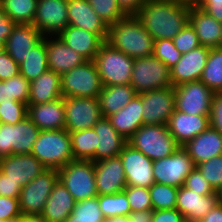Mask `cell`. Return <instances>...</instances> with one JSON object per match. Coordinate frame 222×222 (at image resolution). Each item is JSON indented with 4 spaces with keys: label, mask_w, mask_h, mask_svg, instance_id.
<instances>
[{
    "label": "cell",
    "mask_w": 222,
    "mask_h": 222,
    "mask_svg": "<svg viewBox=\"0 0 222 222\" xmlns=\"http://www.w3.org/2000/svg\"><path fill=\"white\" fill-rule=\"evenodd\" d=\"M136 17L154 40L173 39L189 22V7L169 0H147Z\"/></svg>",
    "instance_id": "1"
},
{
    "label": "cell",
    "mask_w": 222,
    "mask_h": 222,
    "mask_svg": "<svg viewBox=\"0 0 222 222\" xmlns=\"http://www.w3.org/2000/svg\"><path fill=\"white\" fill-rule=\"evenodd\" d=\"M107 43L132 59L153 54L154 39L136 15H128L109 25Z\"/></svg>",
    "instance_id": "2"
},
{
    "label": "cell",
    "mask_w": 222,
    "mask_h": 222,
    "mask_svg": "<svg viewBox=\"0 0 222 222\" xmlns=\"http://www.w3.org/2000/svg\"><path fill=\"white\" fill-rule=\"evenodd\" d=\"M31 154L47 169L59 170L74 160L70 133L66 129L40 131Z\"/></svg>",
    "instance_id": "3"
},
{
    "label": "cell",
    "mask_w": 222,
    "mask_h": 222,
    "mask_svg": "<svg viewBox=\"0 0 222 222\" xmlns=\"http://www.w3.org/2000/svg\"><path fill=\"white\" fill-rule=\"evenodd\" d=\"M127 141L153 161L171 156L179 147L165 124L142 125Z\"/></svg>",
    "instance_id": "4"
},
{
    "label": "cell",
    "mask_w": 222,
    "mask_h": 222,
    "mask_svg": "<svg viewBox=\"0 0 222 222\" xmlns=\"http://www.w3.org/2000/svg\"><path fill=\"white\" fill-rule=\"evenodd\" d=\"M103 86L130 84L134 59L106 41L94 58Z\"/></svg>",
    "instance_id": "5"
},
{
    "label": "cell",
    "mask_w": 222,
    "mask_h": 222,
    "mask_svg": "<svg viewBox=\"0 0 222 222\" xmlns=\"http://www.w3.org/2000/svg\"><path fill=\"white\" fill-rule=\"evenodd\" d=\"M59 180L75 202L97 197L94 162L73 160L58 170Z\"/></svg>",
    "instance_id": "6"
},
{
    "label": "cell",
    "mask_w": 222,
    "mask_h": 222,
    "mask_svg": "<svg viewBox=\"0 0 222 222\" xmlns=\"http://www.w3.org/2000/svg\"><path fill=\"white\" fill-rule=\"evenodd\" d=\"M103 89L94 61H85L61 75L63 97H98Z\"/></svg>",
    "instance_id": "7"
},
{
    "label": "cell",
    "mask_w": 222,
    "mask_h": 222,
    "mask_svg": "<svg viewBox=\"0 0 222 222\" xmlns=\"http://www.w3.org/2000/svg\"><path fill=\"white\" fill-rule=\"evenodd\" d=\"M130 84L137 94L173 86L170 69L153 54L134 59Z\"/></svg>",
    "instance_id": "8"
},
{
    "label": "cell",
    "mask_w": 222,
    "mask_h": 222,
    "mask_svg": "<svg viewBox=\"0 0 222 222\" xmlns=\"http://www.w3.org/2000/svg\"><path fill=\"white\" fill-rule=\"evenodd\" d=\"M39 132L28 116L14 125L0 123V159L12 154H30Z\"/></svg>",
    "instance_id": "9"
},
{
    "label": "cell",
    "mask_w": 222,
    "mask_h": 222,
    "mask_svg": "<svg viewBox=\"0 0 222 222\" xmlns=\"http://www.w3.org/2000/svg\"><path fill=\"white\" fill-rule=\"evenodd\" d=\"M63 100L65 129L69 133L93 128L103 117L98 97H63Z\"/></svg>",
    "instance_id": "10"
},
{
    "label": "cell",
    "mask_w": 222,
    "mask_h": 222,
    "mask_svg": "<svg viewBox=\"0 0 222 222\" xmlns=\"http://www.w3.org/2000/svg\"><path fill=\"white\" fill-rule=\"evenodd\" d=\"M195 167L188 152L179 146L171 156L153 161V175L156 183L180 188Z\"/></svg>",
    "instance_id": "11"
},
{
    "label": "cell",
    "mask_w": 222,
    "mask_h": 222,
    "mask_svg": "<svg viewBox=\"0 0 222 222\" xmlns=\"http://www.w3.org/2000/svg\"><path fill=\"white\" fill-rule=\"evenodd\" d=\"M59 180L58 170L47 169L26 184L19 196V207L24 214H41L47 199Z\"/></svg>",
    "instance_id": "12"
},
{
    "label": "cell",
    "mask_w": 222,
    "mask_h": 222,
    "mask_svg": "<svg viewBox=\"0 0 222 222\" xmlns=\"http://www.w3.org/2000/svg\"><path fill=\"white\" fill-rule=\"evenodd\" d=\"M175 110L191 115H210L214 92L199 81L174 87Z\"/></svg>",
    "instance_id": "13"
},
{
    "label": "cell",
    "mask_w": 222,
    "mask_h": 222,
    "mask_svg": "<svg viewBox=\"0 0 222 222\" xmlns=\"http://www.w3.org/2000/svg\"><path fill=\"white\" fill-rule=\"evenodd\" d=\"M142 101L143 125H167L175 110L174 87L150 90L139 94Z\"/></svg>",
    "instance_id": "14"
},
{
    "label": "cell",
    "mask_w": 222,
    "mask_h": 222,
    "mask_svg": "<svg viewBox=\"0 0 222 222\" xmlns=\"http://www.w3.org/2000/svg\"><path fill=\"white\" fill-rule=\"evenodd\" d=\"M126 175L127 186L150 188L154 183L153 160L128 143L119 154Z\"/></svg>",
    "instance_id": "15"
},
{
    "label": "cell",
    "mask_w": 222,
    "mask_h": 222,
    "mask_svg": "<svg viewBox=\"0 0 222 222\" xmlns=\"http://www.w3.org/2000/svg\"><path fill=\"white\" fill-rule=\"evenodd\" d=\"M33 25L44 37L58 36L68 26L67 0H38Z\"/></svg>",
    "instance_id": "16"
},
{
    "label": "cell",
    "mask_w": 222,
    "mask_h": 222,
    "mask_svg": "<svg viewBox=\"0 0 222 222\" xmlns=\"http://www.w3.org/2000/svg\"><path fill=\"white\" fill-rule=\"evenodd\" d=\"M45 170L47 168L31 153L12 154L0 159V171L7 179L19 183L22 187Z\"/></svg>",
    "instance_id": "17"
},
{
    "label": "cell",
    "mask_w": 222,
    "mask_h": 222,
    "mask_svg": "<svg viewBox=\"0 0 222 222\" xmlns=\"http://www.w3.org/2000/svg\"><path fill=\"white\" fill-rule=\"evenodd\" d=\"M94 169L98 195L115 194L126 188V175L119 156L94 162Z\"/></svg>",
    "instance_id": "18"
},
{
    "label": "cell",
    "mask_w": 222,
    "mask_h": 222,
    "mask_svg": "<svg viewBox=\"0 0 222 222\" xmlns=\"http://www.w3.org/2000/svg\"><path fill=\"white\" fill-rule=\"evenodd\" d=\"M209 52V47L200 45L194 50L182 54L180 60L170 68V78L173 87L187 82L199 81Z\"/></svg>",
    "instance_id": "19"
},
{
    "label": "cell",
    "mask_w": 222,
    "mask_h": 222,
    "mask_svg": "<svg viewBox=\"0 0 222 222\" xmlns=\"http://www.w3.org/2000/svg\"><path fill=\"white\" fill-rule=\"evenodd\" d=\"M68 25L97 34L107 41L109 26L93 10L88 0H67Z\"/></svg>",
    "instance_id": "20"
},
{
    "label": "cell",
    "mask_w": 222,
    "mask_h": 222,
    "mask_svg": "<svg viewBox=\"0 0 222 222\" xmlns=\"http://www.w3.org/2000/svg\"><path fill=\"white\" fill-rule=\"evenodd\" d=\"M219 203L217 192L199 195L191 189L181 186L177 193L176 209L185 217L186 222H199Z\"/></svg>",
    "instance_id": "21"
},
{
    "label": "cell",
    "mask_w": 222,
    "mask_h": 222,
    "mask_svg": "<svg viewBox=\"0 0 222 222\" xmlns=\"http://www.w3.org/2000/svg\"><path fill=\"white\" fill-rule=\"evenodd\" d=\"M210 126V115H191L174 110L167 123L179 146L185 145Z\"/></svg>",
    "instance_id": "22"
},
{
    "label": "cell",
    "mask_w": 222,
    "mask_h": 222,
    "mask_svg": "<svg viewBox=\"0 0 222 222\" xmlns=\"http://www.w3.org/2000/svg\"><path fill=\"white\" fill-rule=\"evenodd\" d=\"M44 36L33 24H16L5 42V51L20 65Z\"/></svg>",
    "instance_id": "23"
},
{
    "label": "cell",
    "mask_w": 222,
    "mask_h": 222,
    "mask_svg": "<svg viewBox=\"0 0 222 222\" xmlns=\"http://www.w3.org/2000/svg\"><path fill=\"white\" fill-rule=\"evenodd\" d=\"M27 116L40 131L65 129L63 97L43 104H28Z\"/></svg>",
    "instance_id": "24"
},
{
    "label": "cell",
    "mask_w": 222,
    "mask_h": 222,
    "mask_svg": "<svg viewBox=\"0 0 222 222\" xmlns=\"http://www.w3.org/2000/svg\"><path fill=\"white\" fill-rule=\"evenodd\" d=\"M196 165L222 155V134L209 126L182 146Z\"/></svg>",
    "instance_id": "25"
},
{
    "label": "cell",
    "mask_w": 222,
    "mask_h": 222,
    "mask_svg": "<svg viewBox=\"0 0 222 222\" xmlns=\"http://www.w3.org/2000/svg\"><path fill=\"white\" fill-rule=\"evenodd\" d=\"M46 51L49 69L60 75L86 61L58 36H46Z\"/></svg>",
    "instance_id": "26"
},
{
    "label": "cell",
    "mask_w": 222,
    "mask_h": 222,
    "mask_svg": "<svg viewBox=\"0 0 222 222\" xmlns=\"http://www.w3.org/2000/svg\"><path fill=\"white\" fill-rule=\"evenodd\" d=\"M93 128L97 133L98 144L95 150V162L118 157L128 141L115 130L110 120L102 117Z\"/></svg>",
    "instance_id": "27"
},
{
    "label": "cell",
    "mask_w": 222,
    "mask_h": 222,
    "mask_svg": "<svg viewBox=\"0 0 222 222\" xmlns=\"http://www.w3.org/2000/svg\"><path fill=\"white\" fill-rule=\"evenodd\" d=\"M58 37L86 61H93L104 43L97 34L70 25Z\"/></svg>",
    "instance_id": "28"
},
{
    "label": "cell",
    "mask_w": 222,
    "mask_h": 222,
    "mask_svg": "<svg viewBox=\"0 0 222 222\" xmlns=\"http://www.w3.org/2000/svg\"><path fill=\"white\" fill-rule=\"evenodd\" d=\"M189 23L194 28L202 46L219 47L222 36V23L203 9L189 7Z\"/></svg>",
    "instance_id": "29"
},
{
    "label": "cell",
    "mask_w": 222,
    "mask_h": 222,
    "mask_svg": "<svg viewBox=\"0 0 222 222\" xmlns=\"http://www.w3.org/2000/svg\"><path fill=\"white\" fill-rule=\"evenodd\" d=\"M142 101L137 94L124 108L108 116L115 130L128 140L142 125Z\"/></svg>",
    "instance_id": "30"
},
{
    "label": "cell",
    "mask_w": 222,
    "mask_h": 222,
    "mask_svg": "<svg viewBox=\"0 0 222 222\" xmlns=\"http://www.w3.org/2000/svg\"><path fill=\"white\" fill-rule=\"evenodd\" d=\"M75 200L60 180L54 185L41 215L47 222H64L74 209Z\"/></svg>",
    "instance_id": "31"
},
{
    "label": "cell",
    "mask_w": 222,
    "mask_h": 222,
    "mask_svg": "<svg viewBox=\"0 0 222 222\" xmlns=\"http://www.w3.org/2000/svg\"><path fill=\"white\" fill-rule=\"evenodd\" d=\"M63 97L61 75L48 69L38 78L30 81L28 104H43Z\"/></svg>",
    "instance_id": "32"
},
{
    "label": "cell",
    "mask_w": 222,
    "mask_h": 222,
    "mask_svg": "<svg viewBox=\"0 0 222 222\" xmlns=\"http://www.w3.org/2000/svg\"><path fill=\"white\" fill-rule=\"evenodd\" d=\"M137 92L131 84L103 86L98 98L103 117H108L124 108Z\"/></svg>",
    "instance_id": "33"
},
{
    "label": "cell",
    "mask_w": 222,
    "mask_h": 222,
    "mask_svg": "<svg viewBox=\"0 0 222 222\" xmlns=\"http://www.w3.org/2000/svg\"><path fill=\"white\" fill-rule=\"evenodd\" d=\"M49 69L46 51V36L31 50L19 65L20 74L28 81H33Z\"/></svg>",
    "instance_id": "34"
},
{
    "label": "cell",
    "mask_w": 222,
    "mask_h": 222,
    "mask_svg": "<svg viewBox=\"0 0 222 222\" xmlns=\"http://www.w3.org/2000/svg\"><path fill=\"white\" fill-rule=\"evenodd\" d=\"M74 160H91L95 162L97 133L94 128L70 132Z\"/></svg>",
    "instance_id": "35"
},
{
    "label": "cell",
    "mask_w": 222,
    "mask_h": 222,
    "mask_svg": "<svg viewBox=\"0 0 222 222\" xmlns=\"http://www.w3.org/2000/svg\"><path fill=\"white\" fill-rule=\"evenodd\" d=\"M38 0H0V9L16 24H33Z\"/></svg>",
    "instance_id": "36"
},
{
    "label": "cell",
    "mask_w": 222,
    "mask_h": 222,
    "mask_svg": "<svg viewBox=\"0 0 222 222\" xmlns=\"http://www.w3.org/2000/svg\"><path fill=\"white\" fill-rule=\"evenodd\" d=\"M200 81L214 93H222V48H210Z\"/></svg>",
    "instance_id": "37"
},
{
    "label": "cell",
    "mask_w": 222,
    "mask_h": 222,
    "mask_svg": "<svg viewBox=\"0 0 222 222\" xmlns=\"http://www.w3.org/2000/svg\"><path fill=\"white\" fill-rule=\"evenodd\" d=\"M98 198L93 197L75 202L74 209L64 222H105Z\"/></svg>",
    "instance_id": "38"
},
{
    "label": "cell",
    "mask_w": 222,
    "mask_h": 222,
    "mask_svg": "<svg viewBox=\"0 0 222 222\" xmlns=\"http://www.w3.org/2000/svg\"><path fill=\"white\" fill-rule=\"evenodd\" d=\"M97 198L105 219L116 216H129L131 213L129 201L123 191L115 194L98 195Z\"/></svg>",
    "instance_id": "39"
},
{
    "label": "cell",
    "mask_w": 222,
    "mask_h": 222,
    "mask_svg": "<svg viewBox=\"0 0 222 222\" xmlns=\"http://www.w3.org/2000/svg\"><path fill=\"white\" fill-rule=\"evenodd\" d=\"M178 190L177 187L155 182L149 188L153 210L175 209Z\"/></svg>",
    "instance_id": "40"
},
{
    "label": "cell",
    "mask_w": 222,
    "mask_h": 222,
    "mask_svg": "<svg viewBox=\"0 0 222 222\" xmlns=\"http://www.w3.org/2000/svg\"><path fill=\"white\" fill-rule=\"evenodd\" d=\"M93 10L109 26L127 16L119 7L117 0H88Z\"/></svg>",
    "instance_id": "41"
},
{
    "label": "cell",
    "mask_w": 222,
    "mask_h": 222,
    "mask_svg": "<svg viewBox=\"0 0 222 222\" xmlns=\"http://www.w3.org/2000/svg\"><path fill=\"white\" fill-rule=\"evenodd\" d=\"M153 55L169 69L182 57V53L175 47L173 39L154 40Z\"/></svg>",
    "instance_id": "42"
},
{
    "label": "cell",
    "mask_w": 222,
    "mask_h": 222,
    "mask_svg": "<svg viewBox=\"0 0 222 222\" xmlns=\"http://www.w3.org/2000/svg\"><path fill=\"white\" fill-rule=\"evenodd\" d=\"M215 191L222 186V155L196 165Z\"/></svg>",
    "instance_id": "43"
},
{
    "label": "cell",
    "mask_w": 222,
    "mask_h": 222,
    "mask_svg": "<svg viewBox=\"0 0 222 222\" xmlns=\"http://www.w3.org/2000/svg\"><path fill=\"white\" fill-rule=\"evenodd\" d=\"M28 113V105L18 101L0 103V123L16 124L22 121Z\"/></svg>",
    "instance_id": "44"
},
{
    "label": "cell",
    "mask_w": 222,
    "mask_h": 222,
    "mask_svg": "<svg viewBox=\"0 0 222 222\" xmlns=\"http://www.w3.org/2000/svg\"><path fill=\"white\" fill-rule=\"evenodd\" d=\"M123 192L129 201L131 212L153 209L149 188L126 186Z\"/></svg>",
    "instance_id": "45"
},
{
    "label": "cell",
    "mask_w": 222,
    "mask_h": 222,
    "mask_svg": "<svg viewBox=\"0 0 222 222\" xmlns=\"http://www.w3.org/2000/svg\"><path fill=\"white\" fill-rule=\"evenodd\" d=\"M8 91L11 101L23 102L28 105L30 94V81L22 74L8 79Z\"/></svg>",
    "instance_id": "46"
},
{
    "label": "cell",
    "mask_w": 222,
    "mask_h": 222,
    "mask_svg": "<svg viewBox=\"0 0 222 222\" xmlns=\"http://www.w3.org/2000/svg\"><path fill=\"white\" fill-rule=\"evenodd\" d=\"M175 47L182 53L185 54L191 50H194L200 46L198 36L194 28L188 22L185 27L173 38Z\"/></svg>",
    "instance_id": "47"
},
{
    "label": "cell",
    "mask_w": 222,
    "mask_h": 222,
    "mask_svg": "<svg viewBox=\"0 0 222 222\" xmlns=\"http://www.w3.org/2000/svg\"><path fill=\"white\" fill-rule=\"evenodd\" d=\"M183 186L193 190L199 195H210L216 193L210 183L202 176L197 167H195L192 172L186 177Z\"/></svg>",
    "instance_id": "48"
},
{
    "label": "cell",
    "mask_w": 222,
    "mask_h": 222,
    "mask_svg": "<svg viewBox=\"0 0 222 222\" xmlns=\"http://www.w3.org/2000/svg\"><path fill=\"white\" fill-rule=\"evenodd\" d=\"M21 215L19 198L0 196V219H18Z\"/></svg>",
    "instance_id": "49"
},
{
    "label": "cell",
    "mask_w": 222,
    "mask_h": 222,
    "mask_svg": "<svg viewBox=\"0 0 222 222\" xmlns=\"http://www.w3.org/2000/svg\"><path fill=\"white\" fill-rule=\"evenodd\" d=\"M20 73L19 65L6 52L0 54V80L4 81Z\"/></svg>",
    "instance_id": "50"
},
{
    "label": "cell",
    "mask_w": 222,
    "mask_h": 222,
    "mask_svg": "<svg viewBox=\"0 0 222 222\" xmlns=\"http://www.w3.org/2000/svg\"><path fill=\"white\" fill-rule=\"evenodd\" d=\"M210 126L222 134V93H215L213 96Z\"/></svg>",
    "instance_id": "51"
},
{
    "label": "cell",
    "mask_w": 222,
    "mask_h": 222,
    "mask_svg": "<svg viewBox=\"0 0 222 222\" xmlns=\"http://www.w3.org/2000/svg\"><path fill=\"white\" fill-rule=\"evenodd\" d=\"M22 188L19 183L7 179V176L0 171V196L19 198Z\"/></svg>",
    "instance_id": "52"
},
{
    "label": "cell",
    "mask_w": 222,
    "mask_h": 222,
    "mask_svg": "<svg viewBox=\"0 0 222 222\" xmlns=\"http://www.w3.org/2000/svg\"><path fill=\"white\" fill-rule=\"evenodd\" d=\"M152 222H186L178 209L154 210Z\"/></svg>",
    "instance_id": "53"
},
{
    "label": "cell",
    "mask_w": 222,
    "mask_h": 222,
    "mask_svg": "<svg viewBox=\"0 0 222 222\" xmlns=\"http://www.w3.org/2000/svg\"><path fill=\"white\" fill-rule=\"evenodd\" d=\"M16 23L0 9V41L5 44Z\"/></svg>",
    "instance_id": "54"
},
{
    "label": "cell",
    "mask_w": 222,
    "mask_h": 222,
    "mask_svg": "<svg viewBox=\"0 0 222 222\" xmlns=\"http://www.w3.org/2000/svg\"><path fill=\"white\" fill-rule=\"evenodd\" d=\"M147 0H117L120 9L128 15H136Z\"/></svg>",
    "instance_id": "55"
},
{
    "label": "cell",
    "mask_w": 222,
    "mask_h": 222,
    "mask_svg": "<svg viewBox=\"0 0 222 222\" xmlns=\"http://www.w3.org/2000/svg\"><path fill=\"white\" fill-rule=\"evenodd\" d=\"M195 7L203 9L218 22L222 23V4H197Z\"/></svg>",
    "instance_id": "56"
},
{
    "label": "cell",
    "mask_w": 222,
    "mask_h": 222,
    "mask_svg": "<svg viewBox=\"0 0 222 222\" xmlns=\"http://www.w3.org/2000/svg\"><path fill=\"white\" fill-rule=\"evenodd\" d=\"M154 210L134 211L129 214L131 222H152Z\"/></svg>",
    "instance_id": "57"
},
{
    "label": "cell",
    "mask_w": 222,
    "mask_h": 222,
    "mask_svg": "<svg viewBox=\"0 0 222 222\" xmlns=\"http://www.w3.org/2000/svg\"><path fill=\"white\" fill-rule=\"evenodd\" d=\"M199 222H222V204L218 203L203 219Z\"/></svg>",
    "instance_id": "58"
},
{
    "label": "cell",
    "mask_w": 222,
    "mask_h": 222,
    "mask_svg": "<svg viewBox=\"0 0 222 222\" xmlns=\"http://www.w3.org/2000/svg\"><path fill=\"white\" fill-rule=\"evenodd\" d=\"M17 222H47L41 214H24L18 217Z\"/></svg>",
    "instance_id": "59"
},
{
    "label": "cell",
    "mask_w": 222,
    "mask_h": 222,
    "mask_svg": "<svg viewBox=\"0 0 222 222\" xmlns=\"http://www.w3.org/2000/svg\"><path fill=\"white\" fill-rule=\"evenodd\" d=\"M9 100L11 99L9 98L8 79L4 81L0 80V103Z\"/></svg>",
    "instance_id": "60"
},
{
    "label": "cell",
    "mask_w": 222,
    "mask_h": 222,
    "mask_svg": "<svg viewBox=\"0 0 222 222\" xmlns=\"http://www.w3.org/2000/svg\"><path fill=\"white\" fill-rule=\"evenodd\" d=\"M105 222H131L129 216H116L105 220Z\"/></svg>",
    "instance_id": "61"
},
{
    "label": "cell",
    "mask_w": 222,
    "mask_h": 222,
    "mask_svg": "<svg viewBox=\"0 0 222 222\" xmlns=\"http://www.w3.org/2000/svg\"><path fill=\"white\" fill-rule=\"evenodd\" d=\"M171 2H176L178 4H182L188 7H195L197 5L198 0H169Z\"/></svg>",
    "instance_id": "62"
},
{
    "label": "cell",
    "mask_w": 222,
    "mask_h": 222,
    "mask_svg": "<svg viewBox=\"0 0 222 222\" xmlns=\"http://www.w3.org/2000/svg\"><path fill=\"white\" fill-rule=\"evenodd\" d=\"M197 4H222V0H198Z\"/></svg>",
    "instance_id": "63"
},
{
    "label": "cell",
    "mask_w": 222,
    "mask_h": 222,
    "mask_svg": "<svg viewBox=\"0 0 222 222\" xmlns=\"http://www.w3.org/2000/svg\"><path fill=\"white\" fill-rule=\"evenodd\" d=\"M218 195L219 203L222 204V186L216 191Z\"/></svg>",
    "instance_id": "64"
},
{
    "label": "cell",
    "mask_w": 222,
    "mask_h": 222,
    "mask_svg": "<svg viewBox=\"0 0 222 222\" xmlns=\"http://www.w3.org/2000/svg\"><path fill=\"white\" fill-rule=\"evenodd\" d=\"M4 43L0 41V54L5 51Z\"/></svg>",
    "instance_id": "65"
},
{
    "label": "cell",
    "mask_w": 222,
    "mask_h": 222,
    "mask_svg": "<svg viewBox=\"0 0 222 222\" xmlns=\"http://www.w3.org/2000/svg\"><path fill=\"white\" fill-rule=\"evenodd\" d=\"M0 222H17V219H8V220H1Z\"/></svg>",
    "instance_id": "66"
},
{
    "label": "cell",
    "mask_w": 222,
    "mask_h": 222,
    "mask_svg": "<svg viewBox=\"0 0 222 222\" xmlns=\"http://www.w3.org/2000/svg\"><path fill=\"white\" fill-rule=\"evenodd\" d=\"M219 48H222V36H221V40H220V43H219Z\"/></svg>",
    "instance_id": "67"
}]
</instances>
